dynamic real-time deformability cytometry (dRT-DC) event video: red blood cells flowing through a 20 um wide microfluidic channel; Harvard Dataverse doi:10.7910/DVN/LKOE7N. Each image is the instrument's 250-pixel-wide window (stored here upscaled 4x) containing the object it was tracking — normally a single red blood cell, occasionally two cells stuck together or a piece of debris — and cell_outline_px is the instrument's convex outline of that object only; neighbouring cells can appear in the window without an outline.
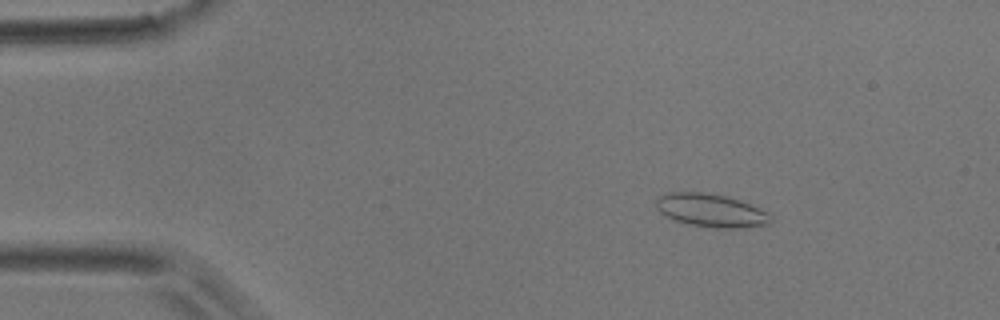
{"species": "common noctule bat (a hibernating species)", "species_latin": "Nyctalus noctula", "temperature_condition": "room temperature", "stored_images_in_passage": 52, "camera_frame_rate_fps": 3000, "um_per_image_px": 0.085, "animal": {"sex": "male", "body_mass_g": 17.9}, "frame": {"image": 1, "passage_image": 8, "time_ms": 2.333, "image_size_px": [1000, 320], "cell_outline_px": [[772, 220], [768, 224], [748, 228], [716, 228], [688, 224], [672, 220], [660, 212], [656, 208], [656, 196], [664, 192], [704, 192], [724, 196], [740, 200], [760, 208], [768, 212], [772, 216]], "centroid_in_image_um": [60.42, 17.89], "position_along_channel_um": 24.6, "area_um2": 22.54}}
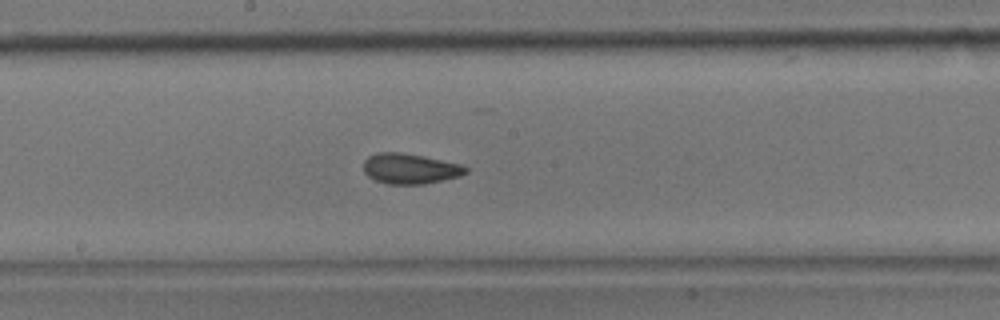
{"frame": {"image": 2, "passage_image": 28, "time_ms": 9.0, "image_size_px": [1000, 320], "cell_outline_px": [[468, 172], [460, 176], [424, 184], [388, 184], [376, 180], [368, 176], [364, 172], [364, 160], [368, 156], [376, 152], [400, 152], [424, 156], [464, 164], [468, 168]], "centroid_in_image_um": [34.88, 14.32], "position_along_channel_um": 213.3, "area_um2": 18.26}}
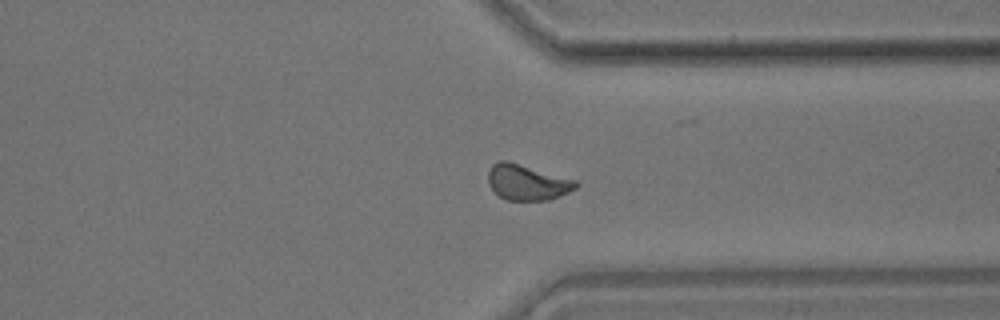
{"frame": {"image": 3, "passage_image": 40, "time_ms": 13.0, "image_size_px": [1000, 320], "cell_outline_px": [[580, 184], [576, 188], [560, 196], [548, 200], [508, 200], [500, 196], [488, 184], [488, 172], [492, 164], [500, 160], [508, 160], [576, 180]], "centroid_in_image_um": [44.81, 15.48], "position_along_channel_um": 366.6, "area_um2": 18.21}, "authors_computed_cell_mechanics": {"area_um2": 18.207, "velocity_mm_per_s": 3.8423, "shape_relaxation_time_tau1_ms": 3.1511, "shape_relaxation_time_tau2_ms": 1.0828, "deformation_change_tau1": 0.1056, "deformation_change_tau2": 0.0713}}